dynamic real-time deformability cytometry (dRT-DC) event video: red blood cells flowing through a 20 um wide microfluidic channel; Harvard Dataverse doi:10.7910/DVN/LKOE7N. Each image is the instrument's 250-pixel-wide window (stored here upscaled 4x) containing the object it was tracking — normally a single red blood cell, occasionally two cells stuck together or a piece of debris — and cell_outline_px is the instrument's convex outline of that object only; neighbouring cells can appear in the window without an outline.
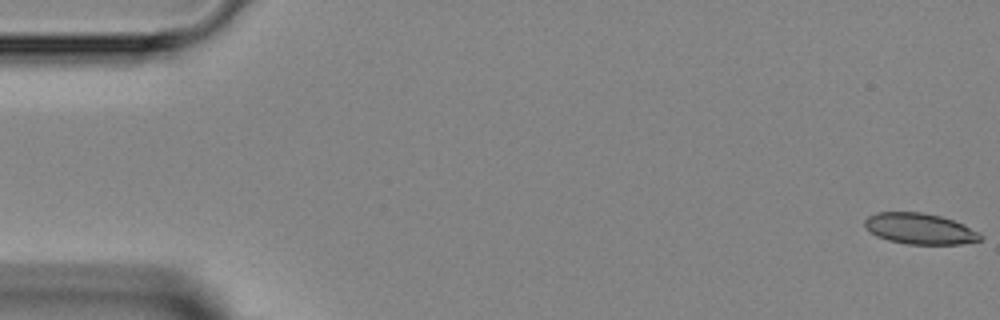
{"species": "Egyptian fruit bat (a non-hibernating species)", "species_latin": "Rousettus aegyptiacus", "temperature_condition": "room temperature", "stored_images_in_passage": 6, "camera_frame_rate_fps": 3000, "um_per_image_px": 0.085, "animal": {"sex": "female"}, "frame": {"image": 1, "passage_image": 1, "time_ms": 0.0, "image_size_px": [1000, 320], "cell_outline_px": [[984, 236], [980, 240], [960, 244], [908, 244], [888, 240], [876, 236], [864, 228], [864, 220], [868, 216], [876, 212], [920, 212], [940, 216], [964, 224], [980, 232]], "centroid_in_image_um": [78.17, 19.44], "position_along_channel_um": 6.8, "area_um2": 20.98}}
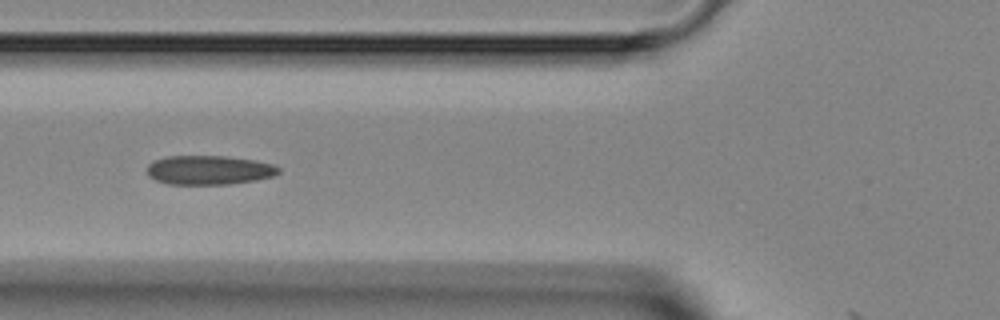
{"frame": {"image": 2, "passage_image": 5, "time_ms": 5.667, "image_size_px": [1000, 320], "cell_outline_px": [[280, 172], [272, 176], [256, 180], [232, 184], [168, 184], [156, 180], [148, 176], [148, 164], [152, 160], [168, 156], [224, 156], [256, 160], [272, 164], [280, 168]], "centroid_in_image_um": [17.76, 14.45], "position_along_channel_um": 108.0, "area_um2": 22.43}}
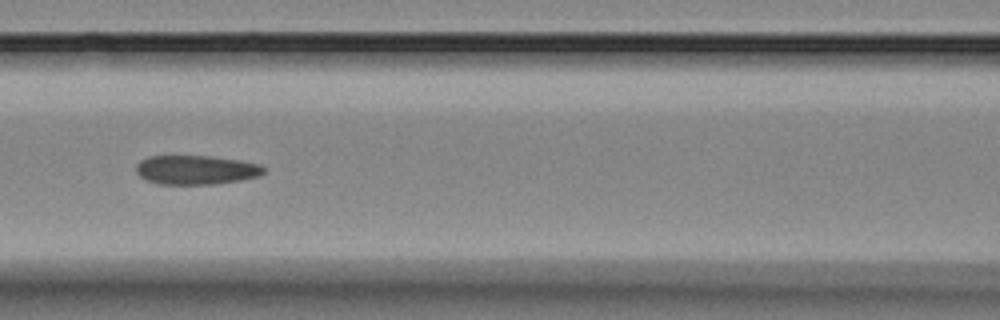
{"frame": {"image": 3, "passage_image": 6, "time_ms": 6.667, "image_size_px": [1000, 320], "cell_outline_px": [[264, 172], [260, 176], [240, 180], [216, 184], [160, 184], [148, 180], [140, 176], [136, 172], [136, 164], [140, 160], [148, 156], [208, 156], [240, 160], [260, 164], [264, 168]], "centroid_in_image_um": [16.66, 14.44], "position_along_channel_um": 149.9, "area_um2": 21.68}}